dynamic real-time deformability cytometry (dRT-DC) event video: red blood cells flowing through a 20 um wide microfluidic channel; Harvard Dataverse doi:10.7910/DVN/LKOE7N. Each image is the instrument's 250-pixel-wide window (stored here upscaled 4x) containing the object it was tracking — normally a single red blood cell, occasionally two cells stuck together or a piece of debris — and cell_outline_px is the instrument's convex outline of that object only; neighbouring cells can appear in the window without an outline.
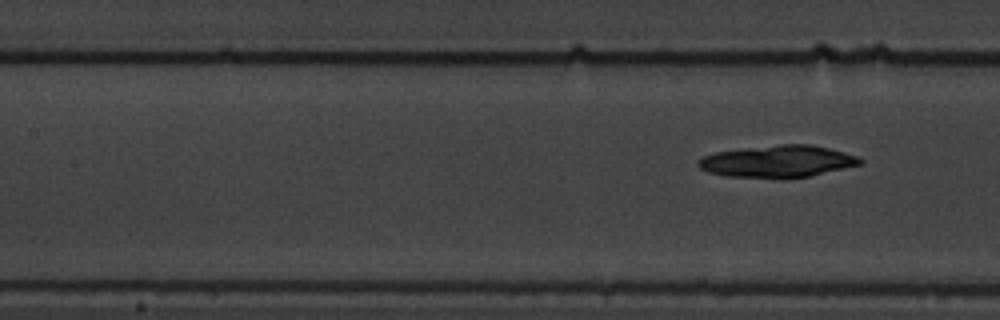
{"species": "common noctule bat (a hibernating species)", "species_latin": "Nyctalus noctula", "temperature_condition": "warm", "stored_images_in_passage": 8, "segment_of_instrument_passage": [2, 2], "camera_frame_rate_fps": 3000, "um_per_image_px": 0.085, "animal": {"sex": "male", "body_mass_g": 19.5, "forearm_length_mm": 54.6}, "frame": {"image": 1, "passage_image": 8, "time_ms": 9.0, "image_size_px": [1000, 320], "cell_outline_px": [[864, 164], [808, 176], [784, 180], [780, 180], [724, 176], [708, 172], [700, 168], [696, 164], [696, 160], [704, 156], [716, 152], [780, 144], [808, 144], [828, 148], [844, 152], [856, 156], [864, 160]], "centroid_in_image_um": [66.09, 13.75], "position_along_channel_um": 141.3, "area_um2": 30.63}}